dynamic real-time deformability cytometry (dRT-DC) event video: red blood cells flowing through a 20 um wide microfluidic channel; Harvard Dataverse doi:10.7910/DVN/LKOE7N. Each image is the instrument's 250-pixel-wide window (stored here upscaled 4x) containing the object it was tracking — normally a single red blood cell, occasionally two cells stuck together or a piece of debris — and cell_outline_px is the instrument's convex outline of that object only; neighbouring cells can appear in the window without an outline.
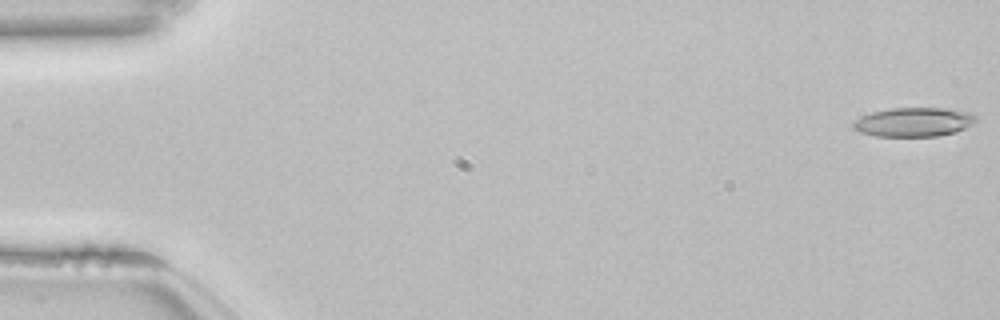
{"species": "common noctule bat (a hibernating species)", "species_latin": "Nyctalus noctula", "temperature_condition": "room temperature", "stored_images_in_passage": 54, "camera_frame_rate_fps": 3000, "um_per_image_px": 0.085, "animal": {"sex": "female", "body_mass_g": 22.7, "forearm_length_mm": 54.2}, "frame": {"image": 1, "passage_image": 1, "time_ms": 0.0, "image_size_px": [1000, 320], "cell_outline_px": [[976, 120], [972, 124], [956, 132], [940, 136], [876, 136], [860, 132], [852, 128], [852, 124], [856, 120], [872, 112], [892, 108], [948, 108], [972, 112], [976, 116]], "centroid_in_image_um": [77.71, 10.37], "position_along_channel_um": 7.3, "area_um2": 20.81}}
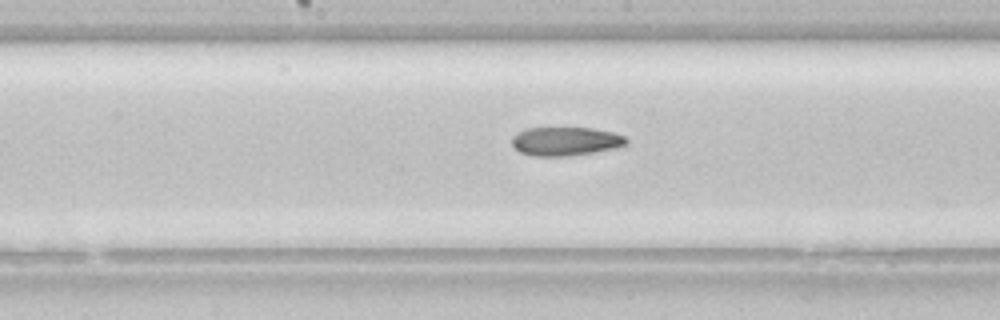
{"frame": {"image": 2, "passage_image": 28, "time_ms": 9.0, "image_size_px": [1000, 320], "cell_outline_px": [[628, 144], [616, 148], [568, 156], [532, 156], [520, 152], [512, 144], [512, 136], [516, 132], [524, 128], [592, 128], [612, 132], [624, 136], [628, 140]], "centroid_in_image_um": [48.05, 12.0], "position_along_channel_um": 200.1, "area_um2": 19.19}}
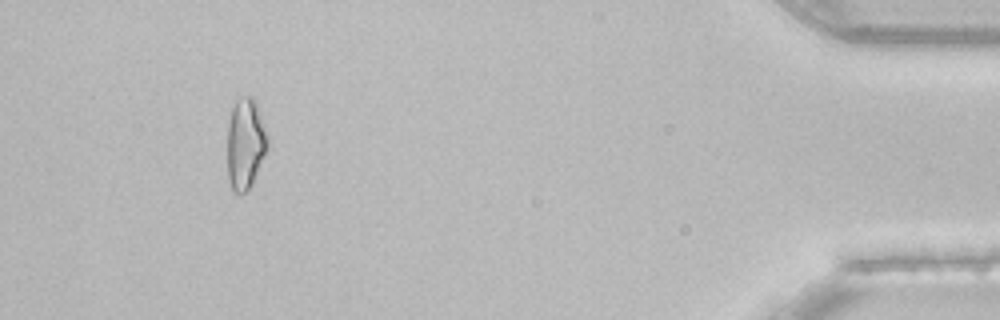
{"frame": {"image": 3, "passage_image": 50, "time_ms": 16.333, "image_size_px": [1000, 320], "cell_outline_px": [[268, 144], [252, 184], [240, 196], [232, 188], [228, 180], [228, 124], [232, 108], [236, 100], [240, 96], [252, 96], [260, 112], [268, 132]], "centroid_in_image_um": [20.86, 12.18], "position_along_channel_um": 414.3, "area_um2": 21.27}, "authors_computed_cell_mechanics": {"area_um2": 20.6057, "velocity_mm_per_s": 3.8578, "shape_relaxation_time_tau1_ms": null, "shape_relaxation_time_tau2_ms": 4.5115, "deformation_change_tau1": null, "deformation_change_tau2": 0.1362}}